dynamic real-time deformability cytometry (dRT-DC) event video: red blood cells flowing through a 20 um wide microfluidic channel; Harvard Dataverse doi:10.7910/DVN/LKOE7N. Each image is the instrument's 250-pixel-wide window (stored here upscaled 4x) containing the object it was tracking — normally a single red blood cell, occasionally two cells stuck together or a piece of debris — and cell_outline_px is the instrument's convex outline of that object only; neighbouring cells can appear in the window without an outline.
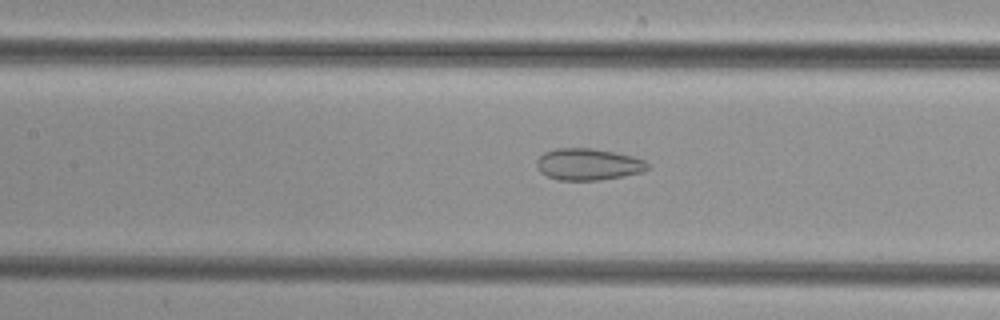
{"species": "common noctule bat (a hibernating species)", "species_latin": "Nyctalus noctula", "temperature_condition": "cold", "stored_images_in_passage": 47, "camera_frame_rate_fps": 3000, "um_per_image_px": 0.085, "animal": {"sex": "female", "body_mass_g": 29.2, "forearm_length_mm": 56.3}, "frame": {"image": 1, "passage_image": 22, "time_ms": 7.0, "image_size_px": [1000, 320], "cell_outline_px": [[648, 168], [644, 172], [624, 176], [600, 180], [560, 180], [548, 176], [540, 172], [536, 168], [536, 160], [544, 152], [556, 148], [592, 148], [616, 152], [632, 156], [644, 160], [648, 164]], "centroid_in_image_um": [49.99, 13.96], "position_along_channel_um": 157.4, "area_um2": 20.63}}
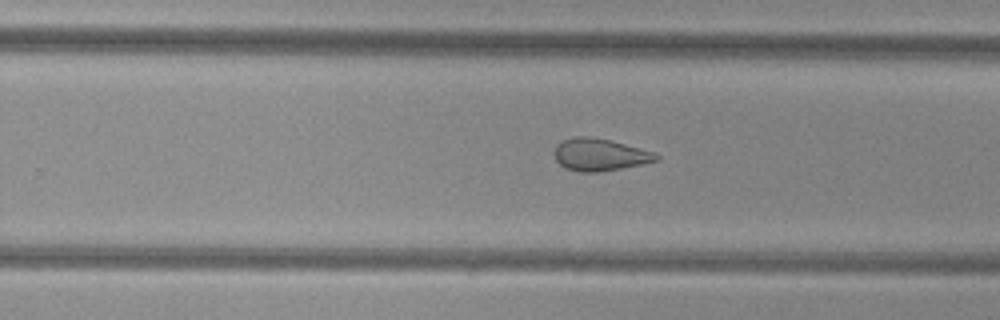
{"frame": {"image": 2, "passage_image": 31, "time_ms": 10.0, "image_size_px": [1000, 320], "cell_outline_px": [[660, 160], [600, 172], [580, 172], [568, 168], [560, 164], [556, 160], [552, 152], [556, 144], [564, 140], [576, 136], [588, 136], [612, 140], [656, 152], [660, 156]], "centroid_in_image_um": [50.99, 13.13], "position_along_channel_um": 278.8, "area_um2": 19.31}}
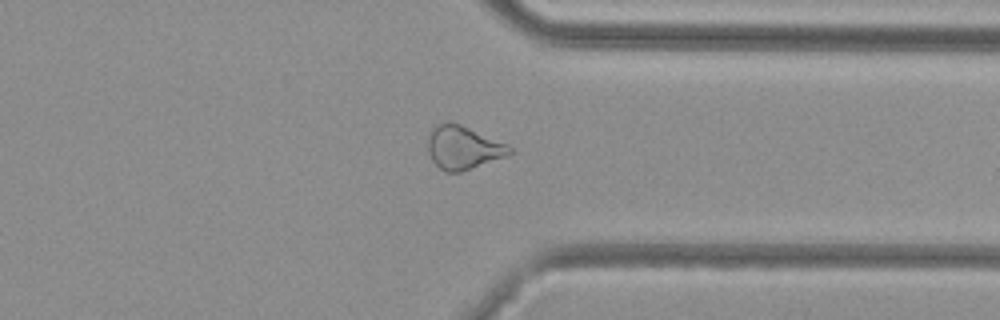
{"frame": {"image": 3, "passage_image": 38, "time_ms": 12.333, "image_size_px": [1000, 320], "cell_outline_px": [[512, 152], [508, 156], [460, 172], [444, 172], [432, 160], [428, 152], [428, 132], [436, 124], [444, 120], [460, 124], [508, 144], [512, 148]], "centroid_in_image_um": [39.35, 12.53], "position_along_channel_um": 372.0, "area_um2": 20.87}}